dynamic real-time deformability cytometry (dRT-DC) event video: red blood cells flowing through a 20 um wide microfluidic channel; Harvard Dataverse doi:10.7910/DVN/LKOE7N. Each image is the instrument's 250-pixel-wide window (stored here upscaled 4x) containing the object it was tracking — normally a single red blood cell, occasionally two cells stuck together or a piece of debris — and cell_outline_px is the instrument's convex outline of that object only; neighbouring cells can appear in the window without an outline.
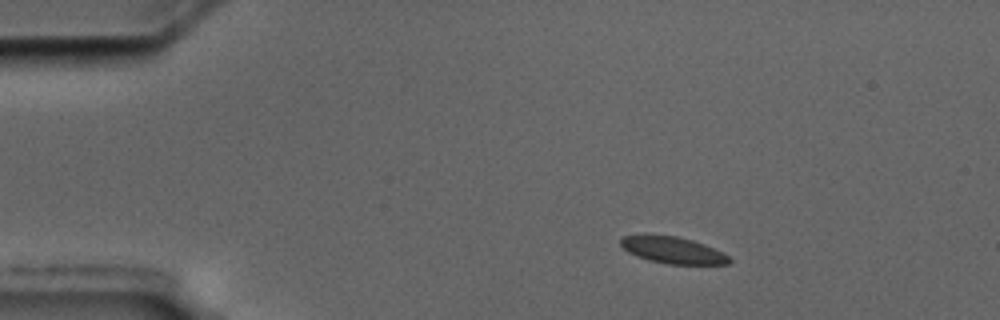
{"species": "common noctule bat (a hibernating species)", "species_latin": "Nyctalus noctula", "temperature_condition": "cold", "stored_images_in_passage": 48, "camera_frame_rate_fps": 3000, "um_per_image_px": 0.085, "animal": {"sex": "male", "body_mass_g": 17.5, "forearm_length_mm": 52.3}, "frame": {"image": 1, "passage_image": 1, "time_ms": 0.0, "image_size_px": [1000, 320], "cell_outline_px": [[732, 260], [728, 264], [668, 264], [648, 260], [636, 256], [628, 252], [620, 244], [620, 236], [644, 232], [676, 236], [692, 240], [704, 244], [728, 256]], "centroid_in_image_um": [57.07, 21.22], "position_along_channel_um": 27.9, "area_um2": 17.28}}
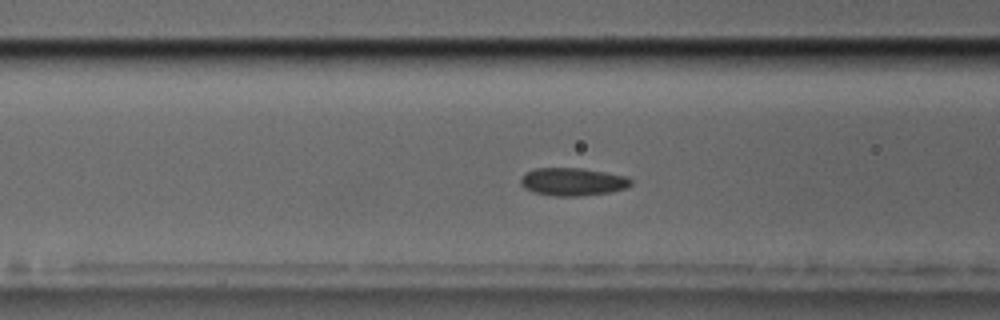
{"frame": {"image": 2, "passage_image": 14, "time_ms": 4.333, "image_size_px": [1000, 320], "cell_outline_px": [[632, 184], [624, 188], [608, 192], [580, 196], [556, 196], [532, 192], [524, 188], [520, 184], [520, 180], [524, 172], [536, 168], [580, 168], [628, 176], [632, 180]], "centroid_in_image_um": [48.64, 15.44], "position_along_channel_um": 118.0, "area_um2": 17.92}}
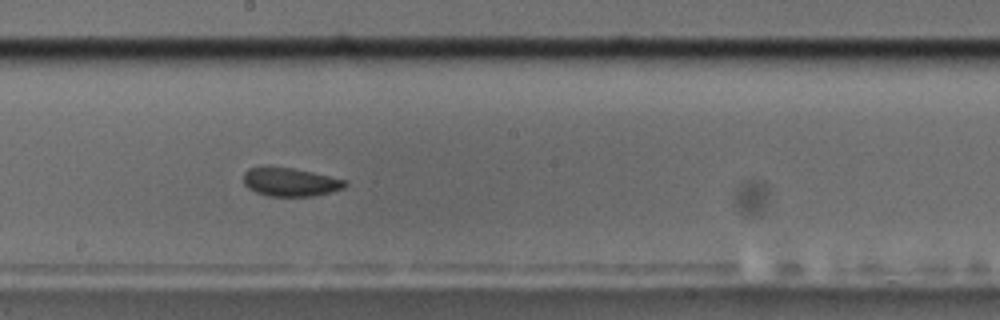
{"frame": {"image": 3, "passage_image": 23, "time_ms": 7.333, "image_size_px": [1000, 320], "cell_outline_px": [[348, 184], [344, 188], [332, 192], [312, 196], [268, 196], [256, 192], [248, 188], [244, 184], [244, 172], [248, 168], [292, 168], [312, 172], [348, 180]], "centroid_in_image_um": [24.72, 15.49], "position_along_channel_um": 223.5, "area_um2": 16.7}, "authors_computed_cell_mechanics": {"area_um2": 17.8313, "velocity_mm_per_s": 3.5327, "shape_relaxation_time_tau1_ms": 6.1513, "shape_relaxation_time_tau2_ms": 1.7746, "deformation_change_tau1": 0.0936, "deformation_change_tau2": 0.0781}}